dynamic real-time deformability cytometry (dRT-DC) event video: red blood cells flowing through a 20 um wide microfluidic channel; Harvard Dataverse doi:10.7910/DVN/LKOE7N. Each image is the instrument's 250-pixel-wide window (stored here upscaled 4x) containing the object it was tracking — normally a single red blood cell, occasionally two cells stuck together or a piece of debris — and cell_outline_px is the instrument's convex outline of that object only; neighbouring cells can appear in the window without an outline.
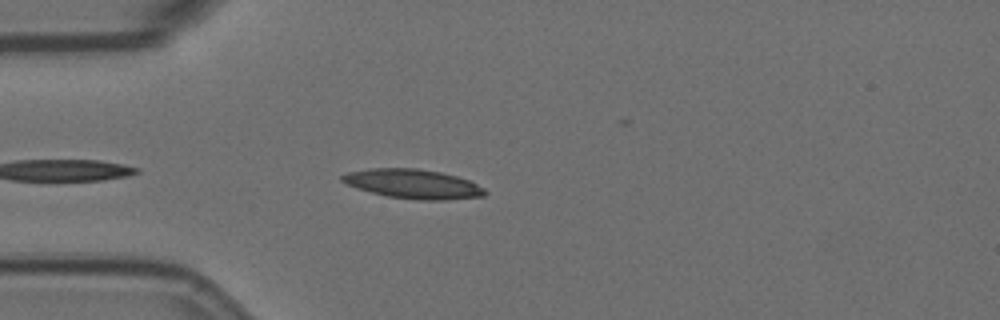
{"species": "Egyptian fruit bat (a non-hibernating species)", "species_latin": "Rousettus aegyptiacus", "temperature_condition": "room temperature", "stored_images_in_passage": 44, "camera_frame_rate_fps": 3000, "um_per_image_px": 0.085, "animal": {"sex": "female"}, "frame": {"image": 1, "passage_image": 4, "time_ms": 1.0, "image_size_px": [1000, 320], "cell_outline_px": [[488, 192], [484, 196], [448, 200], [420, 200], [388, 196], [356, 188], [340, 180], [340, 176], [348, 172], [372, 168], [416, 168], [440, 172], [456, 176], [468, 180], [484, 188]], "centroid_in_image_um": [35.12, 15.63], "position_along_channel_um": 49.9, "area_um2": 24.28}}
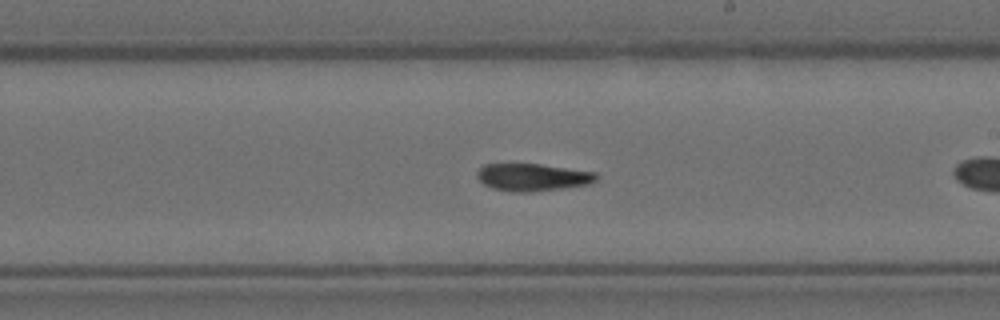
{"frame": {"image": 2, "passage_image": 18, "time_ms": 5.667, "image_size_px": [1000, 320], "cell_outline_px": [[600, 176], [596, 180], [588, 184], [560, 188], [528, 192], [512, 192], [492, 188], [484, 184], [476, 176], [476, 172], [484, 164], [540, 164], [596, 172]], "centroid_in_image_um": [45.26, 15.06], "position_along_channel_um": 243.7, "area_um2": 18.96}}
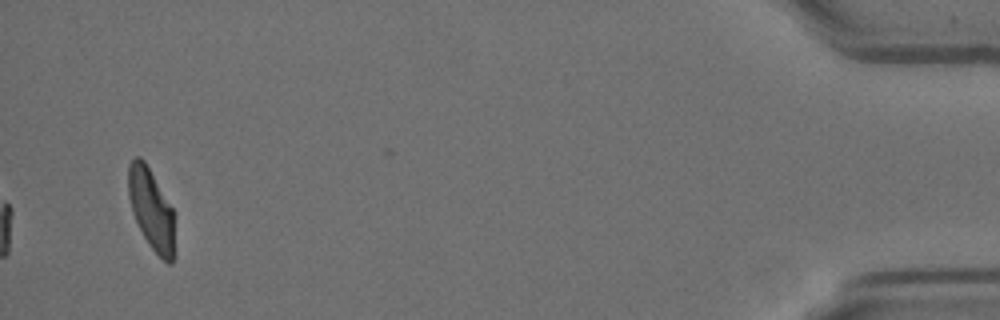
{"frame": {"image": 3, "passage_image": 44, "time_ms": 14.333, "image_size_px": [1000, 320], "cell_outline_px": [[176, 252], [172, 264], [168, 264], [148, 244], [132, 212], [128, 196], [128, 164], [136, 156], [140, 156], [144, 160], [172, 208]], "centroid_in_image_um": [12.87, 17.82], "position_along_channel_um": 422.3, "area_um2": 21.85}, "authors_computed_cell_mechanics": {"area_um2": 19.2474, "velocity_mm_per_s": 3.5003, "shape_relaxation_time_tau1_ms": null, "shape_relaxation_time_tau2_ms": 2.1415, "deformation_change_tau1": null, "deformation_change_tau2": 0.0782}}